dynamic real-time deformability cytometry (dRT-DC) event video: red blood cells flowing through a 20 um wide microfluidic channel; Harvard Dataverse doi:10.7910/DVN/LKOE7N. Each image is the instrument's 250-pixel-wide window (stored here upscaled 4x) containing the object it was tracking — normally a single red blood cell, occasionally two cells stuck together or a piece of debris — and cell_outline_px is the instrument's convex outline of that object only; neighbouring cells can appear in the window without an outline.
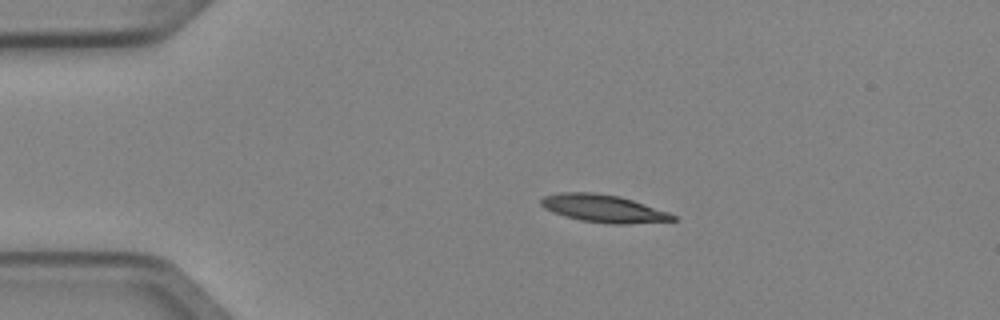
{"species": "Egyptian fruit bat (a non-hibernating species)", "species_latin": "Rousettus aegyptiacus", "temperature_condition": "cold", "stored_images_in_passage": 4, "camera_frame_rate_fps": 3000, "um_per_image_px": 0.085, "animal": {"sex": "female"}, "frame": {"image": 1, "passage_image": 3, "time_ms": 0.667, "image_size_px": [1000, 320], "cell_outline_px": [[676, 220], [628, 224], [612, 224], [580, 220], [564, 216], [552, 212], [544, 208], [540, 204], [540, 200], [544, 196], [560, 192], [596, 192], [620, 196], [668, 212], [676, 216]], "centroid_in_image_um": [51.26, 17.71], "position_along_channel_um": 33.7, "area_um2": 21.21}}